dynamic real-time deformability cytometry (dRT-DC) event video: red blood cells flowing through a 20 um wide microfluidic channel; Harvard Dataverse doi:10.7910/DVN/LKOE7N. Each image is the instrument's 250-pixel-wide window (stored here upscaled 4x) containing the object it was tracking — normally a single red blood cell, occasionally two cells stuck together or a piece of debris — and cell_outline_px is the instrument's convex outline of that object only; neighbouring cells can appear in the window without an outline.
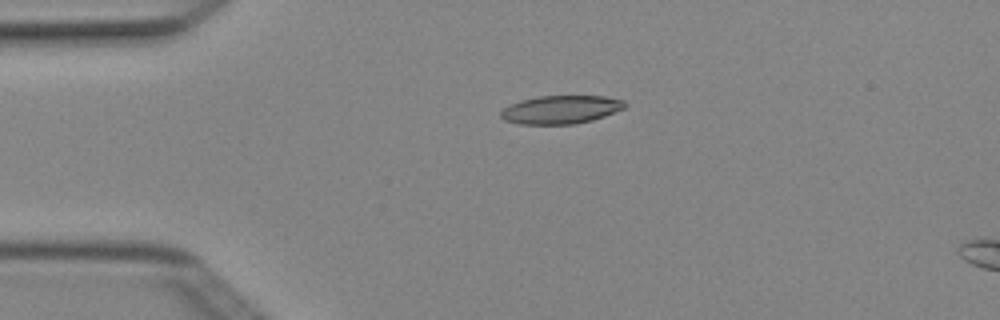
{"species": "Egyptian fruit bat (a non-hibernating species)", "species_latin": "Rousettus aegyptiacus", "temperature_condition": "cold", "stored_images_in_passage": 4, "camera_frame_rate_fps": 3000, "um_per_image_px": 0.085, "animal": {"sex": "female"}, "frame": {"image": 1, "passage_image": 3, "time_ms": 0.667, "image_size_px": [1000, 320], "cell_outline_px": [[628, 104], [624, 108], [604, 116], [592, 120], [576, 124], [520, 124], [504, 120], [500, 116], [500, 112], [508, 104], [520, 100], [540, 96], [604, 96], [624, 100]], "centroid_in_image_um": [47.66, 9.31], "position_along_channel_um": 37.3, "area_um2": 20.52}}